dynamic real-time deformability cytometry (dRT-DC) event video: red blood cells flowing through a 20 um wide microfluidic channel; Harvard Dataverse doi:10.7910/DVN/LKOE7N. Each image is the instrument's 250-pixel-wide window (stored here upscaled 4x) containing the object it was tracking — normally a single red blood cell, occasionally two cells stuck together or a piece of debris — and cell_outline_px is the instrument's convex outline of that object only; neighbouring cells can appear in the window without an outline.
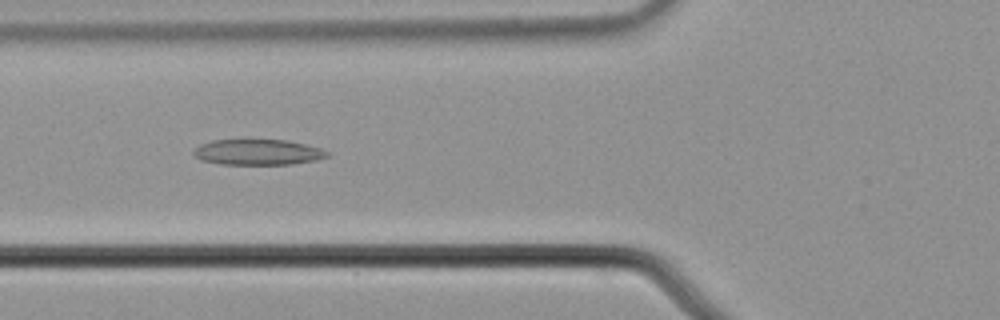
{"species": "common noctule bat (a hibernating species)", "species_latin": "Nyctalus noctula", "temperature_condition": "cold", "stored_images_in_passage": 56, "camera_frame_rate_fps": 3000, "um_per_image_px": 0.085, "animal": {"sex": "male", "body_mass_g": 21.5, "forearm_length_mm": 52.0}, "frame": {"image": 1, "passage_image": 22, "time_ms": 7.0, "image_size_px": [1000, 320], "cell_outline_px": [[328, 156], [316, 160], [292, 164], [220, 164], [200, 160], [192, 152], [200, 144], [212, 140], [244, 136], [248, 136], [288, 140], [320, 148], [328, 152]], "centroid_in_image_um": [21.86, 12.87], "position_along_channel_um": 103.9, "area_um2": 20.98}}
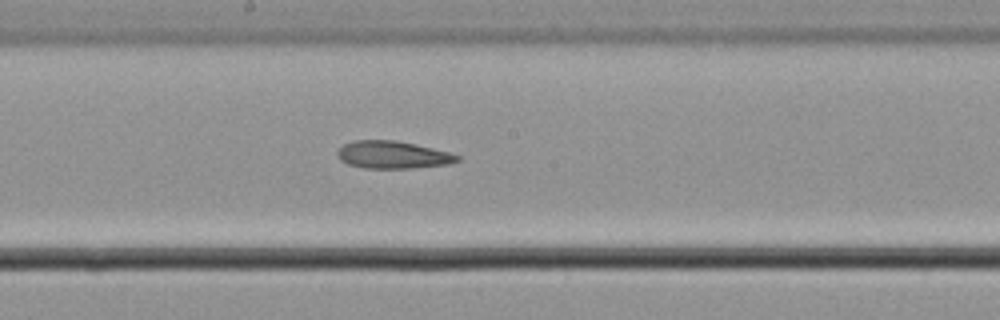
{"frame": {"image": 2, "passage_image": 31, "time_ms": 10.0, "image_size_px": [1000, 320], "cell_outline_px": [[460, 160], [448, 164], [416, 168], [364, 168], [348, 164], [340, 160], [336, 156], [336, 152], [344, 144], [352, 140], [396, 140], [416, 144], [448, 152], [460, 156]], "centroid_in_image_um": [33.36, 13.16], "position_along_channel_um": 214.8, "area_um2": 19.31}}
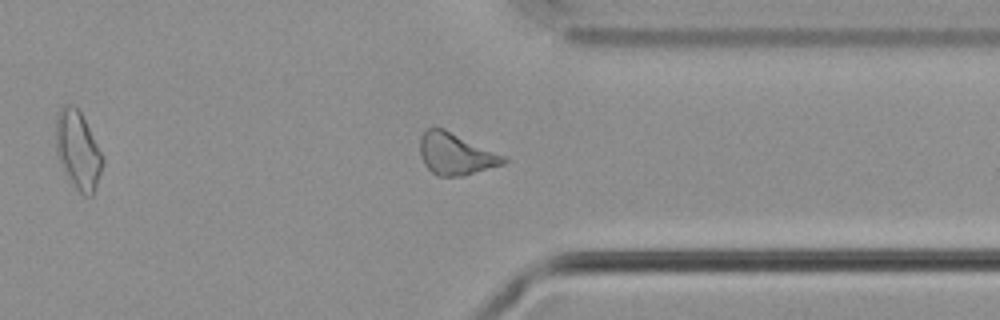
{"frame": {"image": 3, "passage_image": 44, "time_ms": 14.333, "image_size_px": [1000, 320], "cell_outline_px": [[508, 160], [504, 164], [464, 176], [436, 176], [424, 164], [420, 156], [420, 136], [428, 128], [444, 128], [504, 156]], "centroid_in_image_um": [38.71, 13.1], "position_along_channel_um": 372.7, "area_um2": 20.23}}